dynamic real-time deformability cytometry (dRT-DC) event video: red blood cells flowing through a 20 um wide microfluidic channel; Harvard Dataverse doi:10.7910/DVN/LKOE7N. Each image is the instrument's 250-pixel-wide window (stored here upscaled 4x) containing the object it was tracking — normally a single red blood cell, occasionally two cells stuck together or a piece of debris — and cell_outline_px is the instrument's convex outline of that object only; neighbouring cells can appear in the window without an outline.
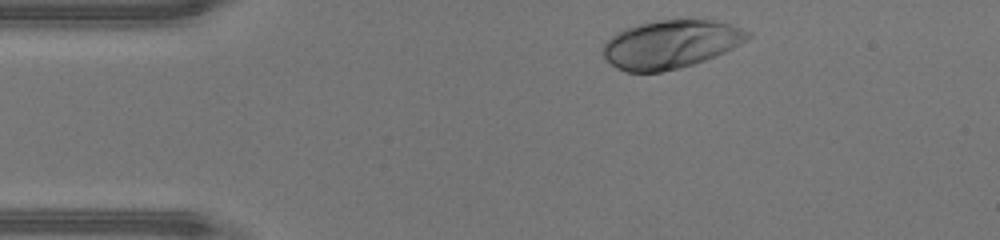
{"species": "human", "species_latin": "Homo sapiens", "temperature_condition": "warm", "stored_images_in_passage": 31, "camera_frame_rate_fps": 3000, "um_per_image_px": 0.085, "donor": {"sex": "male"}, "frame": {"image": 1, "passage_image": 1, "time_ms": 0.0, "image_size_px": [1000, 240], "cell_outline_px": [[752, 36], [740, 44], [724, 52], [704, 60], [692, 64], [660, 72], [628, 72], [616, 68], [600, 52], [604, 44], [616, 32], [624, 28], [640, 24], [660, 20], [712, 20], [728, 24], [752, 32]], "centroid_in_image_um": [56.99, 3.76], "position_along_channel_um": 28.0, "area_um2": 40.34}}
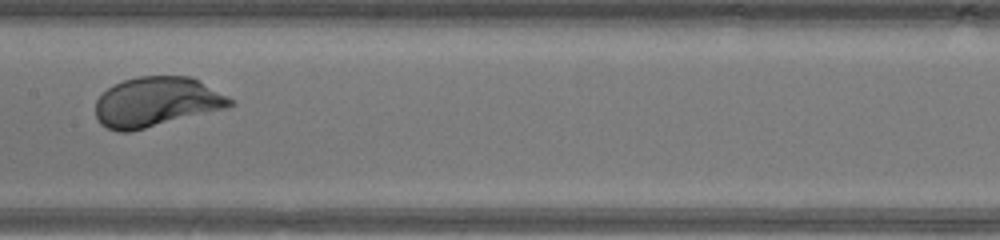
{"frame": {"image": 2, "passage_image": 16, "time_ms": 5.0, "image_size_px": [1000, 240], "cell_outline_px": [[236, 104], [228, 108], [128, 132], [116, 132], [100, 124], [96, 116], [96, 100], [108, 88], [124, 80], [136, 76], [192, 76], [236, 100]], "centroid_in_image_um": [13.35, 8.66], "position_along_channel_um": 194.1, "area_um2": 39.19}}
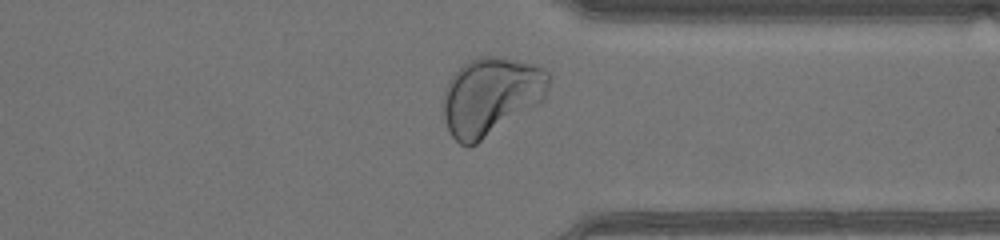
{"frame": {"image": 3, "passage_image": 28, "time_ms": 9.0, "image_size_px": [1000, 240], "cell_outline_px": [[552, 76], [544, 100], [540, 104], [476, 144], [468, 148], [460, 144], [448, 132], [444, 116], [444, 88], [452, 76], [468, 60], [480, 56], [504, 56], [540, 64]], "centroid_in_image_um": [41.78, 8.15], "position_along_channel_um": 369.6, "area_um2": 48.78}, "authors_computed_cell_mechanics": {"area_um2": 39.4196, "velocity_mm_per_s": 4.4639, "shape_relaxation_time_tau1_ms": 1.4946, "shape_relaxation_time_tau2_ms": null, "deformation_change_tau1": 0.1462, "deformation_change_tau2": null}}